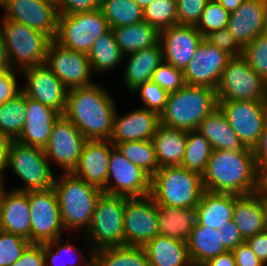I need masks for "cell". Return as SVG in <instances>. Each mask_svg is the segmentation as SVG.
<instances>
[{
	"label": "cell",
	"instance_id": "cell-12",
	"mask_svg": "<svg viewBox=\"0 0 267 266\" xmlns=\"http://www.w3.org/2000/svg\"><path fill=\"white\" fill-rule=\"evenodd\" d=\"M31 243L42 244L61 237L62 224L57 195L52 188L28 192Z\"/></svg>",
	"mask_w": 267,
	"mask_h": 266
},
{
	"label": "cell",
	"instance_id": "cell-47",
	"mask_svg": "<svg viewBox=\"0 0 267 266\" xmlns=\"http://www.w3.org/2000/svg\"><path fill=\"white\" fill-rule=\"evenodd\" d=\"M151 80L168 93L175 92L185 85L183 70L164 61L153 72Z\"/></svg>",
	"mask_w": 267,
	"mask_h": 266
},
{
	"label": "cell",
	"instance_id": "cell-54",
	"mask_svg": "<svg viewBox=\"0 0 267 266\" xmlns=\"http://www.w3.org/2000/svg\"><path fill=\"white\" fill-rule=\"evenodd\" d=\"M232 252L236 266H266L246 242L238 245Z\"/></svg>",
	"mask_w": 267,
	"mask_h": 266
},
{
	"label": "cell",
	"instance_id": "cell-21",
	"mask_svg": "<svg viewBox=\"0 0 267 266\" xmlns=\"http://www.w3.org/2000/svg\"><path fill=\"white\" fill-rule=\"evenodd\" d=\"M226 28L242 47L253 41L267 31V0H244L230 13Z\"/></svg>",
	"mask_w": 267,
	"mask_h": 266
},
{
	"label": "cell",
	"instance_id": "cell-9",
	"mask_svg": "<svg viewBox=\"0 0 267 266\" xmlns=\"http://www.w3.org/2000/svg\"><path fill=\"white\" fill-rule=\"evenodd\" d=\"M48 162L44 149L12 141L7 167L11 168L25 184V187L13 190L29 192L52 188L55 175Z\"/></svg>",
	"mask_w": 267,
	"mask_h": 266
},
{
	"label": "cell",
	"instance_id": "cell-27",
	"mask_svg": "<svg viewBox=\"0 0 267 266\" xmlns=\"http://www.w3.org/2000/svg\"><path fill=\"white\" fill-rule=\"evenodd\" d=\"M130 56L125 66L124 81L125 86L130 91L135 90L139 85L152 79L153 72L164 61L163 49L158 44L132 52L125 56Z\"/></svg>",
	"mask_w": 267,
	"mask_h": 266
},
{
	"label": "cell",
	"instance_id": "cell-65",
	"mask_svg": "<svg viewBox=\"0 0 267 266\" xmlns=\"http://www.w3.org/2000/svg\"><path fill=\"white\" fill-rule=\"evenodd\" d=\"M264 204H265V209H266V218H267V198L263 199Z\"/></svg>",
	"mask_w": 267,
	"mask_h": 266
},
{
	"label": "cell",
	"instance_id": "cell-61",
	"mask_svg": "<svg viewBox=\"0 0 267 266\" xmlns=\"http://www.w3.org/2000/svg\"><path fill=\"white\" fill-rule=\"evenodd\" d=\"M218 2L227 12H234L244 0H214Z\"/></svg>",
	"mask_w": 267,
	"mask_h": 266
},
{
	"label": "cell",
	"instance_id": "cell-50",
	"mask_svg": "<svg viewBox=\"0 0 267 266\" xmlns=\"http://www.w3.org/2000/svg\"><path fill=\"white\" fill-rule=\"evenodd\" d=\"M16 73L17 70L0 69V105L22 91L18 88Z\"/></svg>",
	"mask_w": 267,
	"mask_h": 266
},
{
	"label": "cell",
	"instance_id": "cell-23",
	"mask_svg": "<svg viewBox=\"0 0 267 266\" xmlns=\"http://www.w3.org/2000/svg\"><path fill=\"white\" fill-rule=\"evenodd\" d=\"M159 124V114L143 107L121 116L116 111L109 141L114 145L120 142L152 140Z\"/></svg>",
	"mask_w": 267,
	"mask_h": 266
},
{
	"label": "cell",
	"instance_id": "cell-60",
	"mask_svg": "<svg viewBox=\"0 0 267 266\" xmlns=\"http://www.w3.org/2000/svg\"><path fill=\"white\" fill-rule=\"evenodd\" d=\"M0 69H12L8 61L6 46L1 32H0Z\"/></svg>",
	"mask_w": 267,
	"mask_h": 266
},
{
	"label": "cell",
	"instance_id": "cell-43",
	"mask_svg": "<svg viewBox=\"0 0 267 266\" xmlns=\"http://www.w3.org/2000/svg\"><path fill=\"white\" fill-rule=\"evenodd\" d=\"M241 56L252 70L267 83V31L245 45Z\"/></svg>",
	"mask_w": 267,
	"mask_h": 266
},
{
	"label": "cell",
	"instance_id": "cell-42",
	"mask_svg": "<svg viewBox=\"0 0 267 266\" xmlns=\"http://www.w3.org/2000/svg\"><path fill=\"white\" fill-rule=\"evenodd\" d=\"M145 22L159 31L178 24L176 0H153L143 9Z\"/></svg>",
	"mask_w": 267,
	"mask_h": 266
},
{
	"label": "cell",
	"instance_id": "cell-45",
	"mask_svg": "<svg viewBox=\"0 0 267 266\" xmlns=\"http://www.w3.org/2000/svg\"><path fill=\"white\" fill-rule=\"evenodd\" d=\"M30 244L24 237L0 230V266L12 265Z\"/></svg>",
	"mask_w": 267,
	"mask_h": 266
},
{
	"label": "cell",
	"instance_id": "cell-62",
	"mask_svg": "<svg viewBox=\"0 0 267 266\" xmlns=\"http://www.w3.org/2000/svg\"><path fill=\"white\" fill-rule=\"evenodd\" d=\"M136 4L140 6L141 9H144L148 6L153 0H134Z\"/></svg>",
	"mask_w": 267,
	"mask_h": 266
},
{
	"label": "cell",
	"instance_id": "cell-8",
	"mask_svg": "<svg viewBox=\"0 0 267 266\" xmlns=\"http://www.w3.org/2000/svg\"><path fill=\"white\" fill-rule=\"evenodd\" d=\"M111 30L100 9L73 15H58L57 34L60 46L88 54L93 43Z\"/></svg>",
	"mask_w": 267,
	"mask_h": 266
},
{
	"label": "cell",
	"instance_id": "cell-31",
	"mask_svg": "<svg viewBox=\"0 0 267 266\" xmlns=\"http://www.w3.org/2000/svg\"><path fill=\"white\" fill-rule=\"evenodd\" d=\"M196 130L209 141L213 150L242 151L245 148L219 107L207 115Z\"/></svg>",
	"mask_w": 267,
	"mask_h": 266
},
{
	"label": "cell",
	"instance_id": "cell-39",
	"mask_svg": "<svg viewBox=\"0 0 267 266\" xmlns=\"http://www.w3.org/2000/svg\"><path fill=\"white\" fill-rule=\"evenodd\" d=\"M131 163L142 168L151 177L160 169L152 140H136L114 144Z\"/></svg>",
	"mask_w": 267,
	"mask_h": 266
},
{
	"label": "cell",
	"instance_id": "cell-16",
	"mask_svg": "<svg viewBox=\"0 0 267 266\" xmlns=\"http://www.w3.org/2000/svg\"><path fill=\"white\" fill-rule=\"evenodd\" d=\"M45 65L67 89L94 84L91 81L93 70L87 54L66 49L54 40L48 47Z\"/></svg>",
	"mask_w": 267,
	"mask_h": 266
},
{
	"label": "cell",
	"instance_id": "cell-35",
	"mask_svg": "<svg viewBox=\"0 0 267 266\" xmlns=\"http://www.w3.org/2000/svg\"><path fill=\"white\" fill-rule=\"evenodd\" d=\"M91 63V68L97 72H107L123 61L122 54L118 44L116 43L113 31L105 33L99 37L92 45L87 54Z\"/></svg>",
	"mask_w": 267,
	"mask_h": 266
},
{
	"label": "cell",
	"instance_id": "cell-64",
	"mask_svg": "<svg viewBox=\"0 0 267 266\" xmlns=\"http://www.w3.org/2000/svg\"><path fill=\"white\" fill-rule=\"evenodd\" d=\"M263 131H267V101H266V107H265L264 130Z\"/></svg>",
	"mask_w": 267,
	"mask_h": 266
},
{
	"label": "cell",
	"instance_id": "cell-26",
	"mask_svg": "<svg viewBox=\"0 0 267 266\" xmlns=\"http://www.w3.org/2000/svg\"><path fill=\"white\" fill-rule=\"evenodd\" d=\"M233 220L245 240L266 231L267 218L264 201L254 194L235 195Z\"/></svg>",
	"mask_w": 267,
	"mask_h": 266
},
{
	"label": "cell",
	"instance_id": "cell-37",
	"mask_svg": "<svg viewBox=\"0 0 267 266\" xmlns=\"http://www.w3.org/2000/svg\"><path fill=\"white\" fill-rule=\"evenodd\" d=\"M26 113V95L21 91L0 105V134L16 141L22 132Z\"/></svg>",
	"mask_w": 267,
	"mask_h": 266
},
{
	"label": "cell",
	"instance_id": "cell-19",
	"mask_svg": "<svg viewBox=\"0 0 267 266\" xmlns=\"http://www.w3.org/2000/svg\"><path fill=\"white\" fill-rule=\"evenodd\" d=\"M21 73L27 82L21 89L27 97L65 113L68 89L45 64L28 67Z\"/></svg>",
	"mask_w": 267,
	"mask_h": 266
},
{
	"label": "cell",
	"instance_id": "cell-24",
	"mask_svg": "<svg viewBox=\"0 0 267 266\" xmlns=\"http://www.w3.org/2000/svg\"><path fill=\"white\" fill-rule=\"evenodd\" d=\"M61 114L54 108L26 96L25 122L17 142L44 149L54 122Z\"/></svg>",
	"mask_w": 267,
	"mask_h": 266
},
{
	"label": "cell",
	"instance_id": "cell-55",
	"mask_svg": "<svg viewBox=\"0 0 267 266\" xmlns=\"http://www.w3.org/2000/svg\"><path fill=\"white\" fill-rule=\"evenodd\" d=\"M257 257L267 265V230L245 240Z\"/></svg>",
	"mask_w": 267,
	"mask_h": 266
},
{
	"label": "cell",
	"instance_id": "cell-52",
	"mask_svg": "<svg viewBox=\"0 0 267 266\" xmlns=\"http://www.w3.org/2000/svg\"><path fill=\"white\" fill-rule=\"evenodd\" d=\"M10 266H45L43 243H31L22 256Z\"/></svg>",
	"mask_w": 267,
	"mask_h": 266
},
{
	"label": "cell",
	"instance_id": "cell-30",
	"mask_svg": "<svg viewBox=\"0 0 267 266\" xmlns=\"http://www.w3.org/2000/svg\"><path fill=\"white\" fill-rule=\"evenodd\" d=\"M143 249L150 266H193L185 242L158 234Z\"/></svg>",
	"mask_w": 267,
	"mask_h": 266
},
{
	"label": "cell",
	"instance_id": "cell-34",
	"mask_svg": "<svg viewBox=\"0 0 267 266\" xmlns=\"http://www.w3.org/2000/svg\"><path fill=\"white\" fill-rule=\"evenodd\" d=\"M111 30L124 56L152 47L158 44L160 40V31L145 21L111 28Z\"/></svg>",
	"mask_w": 267,
	"mask_h": 266
},
{
	"label": "cell",
	"instance_id": "cell-7",
	"mask_svg": "<svg viewBox=\"0 0 267 266\" xmlns=\"http://www.w3.org/2000/svg\"><path fill=\"white\" fill-rule=\"evenodd\" d=\"M127 197L102 193L95 205L86 238L94 241L91 252L105 247L125 246L124 208ZM90 237V238H89Z\"/></svg>",
	"mask_w": 267,
	"mask_h": 266
},
{
	"label": "cell",
	"instance_id": "cell-28",
	"mask_svg": "<svg viewBox=\"0 0 267 266\" xmlns=\"http://www.w3.org/2000/svg\"><path fill=\"white\" fill-rule=\"evenodd\" d=\"M235 194L204 191L195 208L196 220L214 229H222L228 220L233 219Z\"/></svg>",
	"mask_w": 267,
	"mask_h": 266
},
{
	"label": "cell",
	"instance_id": "cell-57",
	"mask_svg": "<svg viewBox=\"0 0 267 266\" xmlns=\"http://www.w3.org/2000/svg\"><path fill=\"white\" fill-rule=\"evenodd\" d=\"M12 140L0 134V185L4 184V170L8 166V153Z\"/></svg>",
	"mask_w": 267,
	"mask_h": 266
},
{
	"label": "cell",
	"instance_id": "cell-40",
	"mask_svg": "<svg viewBox=\"0 0 267 266\" xmlns=\"http://www.w3.org/2000/svg\"><path fill=\"white\" fill-rule=\"evenodd\" d=\"M213 148L209 141L197 130L187 131L185 154L181 166L200 173L206 171Z\"/></svg>",
	"mask_w": 267,
	"mask_h": 266
},
{
	"label": "cell",
	"instance_id": "cell-46",
	"mask_svg": "<svg viewBox=\"0 0 267 266\" xmlns=\"http://www.w3.org/2000/svg\"><path fill=\"white\" fill-rule=\"evenodd\" d=\"M136 91L140 92L141 101L146 106L143 108L155 111L160 115L167 104L169 93L152 80L139 85L133 90V92Z\"/></svg>",
	"mask_w": 267,
	"mask_h": 266
},
{
	"label": "cell",
	"instance_id": "cell-4",
	"mask_svg": "<svg viewBox=\"0 0 267 266\" xmlns=\"http://www.w3.org/2000/svg\"><path fill=\"white\" fill-rule=\"evenodd\" d=\"M53 189L57 195L64 229L81 228L85 233L91 223L101 189L86 183L71 173L55 178Z\"/></svg>",
	"mask_w": 267,
	"mask_h": 266
},
{
	"label": "cell",
	"instance_id": "cell-17",
	"mask_svg": "<svg viewBox=\"0 0 267 266\" xmlns=\"http://www.w3.org/2000/svg\"><path fill=\"white\" fill-rule=\"evenodd\" d=\"M231 58L229 54L203 39L183 70L185 84L216 90L221 74Z\"/></svg>",
	"mask_w": 267,
	"mask_h": 266
},
{
	"label": "cell",
	"instance_id": "cell-51",
	"mask_svg": "<svg viewBox=\"0 0 267 266\" xmlns=\"http://www.w3.org/2000/svg\"><path fill=\"white\" fill-rule=\"evenodd\" d=\"M100 8V0H61L59 15H73Z\"/></svg>",
	"mask_w": 267,
	"mask_h": 266
},
{
	"label": "cell",
	"instance_id": "cell-36",
	"mask_svg": "<svg viewBox=\"0 0 267 266\" xmlns=\"http://www.w3.org/2000/svg\"><path fill=\"white\" fill-rule=\"evenodd\" d=\"M94 266H150L143 247L117 246L94 251Z\"/></svg>",
	"mask_w": 267,
	"mask_h": 266
},
{
	"label": "cell",
	"instance_id": "cell-38",
	"mask_svg": "<svg viewBox=\"0 0 267 266\" xmlns=\"http://www.w3.org/2000/svg\"><path fill=\"white\" fill-rule=\"evenodd\" d=\"M110 28L137 24L143 19V9L134 0H100V8Z\"/></svg>",
	"mask_w": 267,
	"mask_h": 266
},
{
	"label": "cell",
	"instance_id": "cell-20",
	"mask_svg": "<svg viewBox=\"0 0 267 266\" xmlns=\"http://www.w3.org/2000/svg\"><path fill=\"white\" fill-rule=\"evenodd\" d=\"M204 39L193 25H173L160 31L164 62L184 70Z\"/></svg>",
	"mask_w": 267,
	"mask_h": 266
},
{
	"label": "cell",
	"instance_id": "cell-63",
	"mask_svg": "<svg viewBox=\"0 0 267 266\" xmlns=\"http://www.w3.org/2000/svg\"><path fill=\"white\" fill-rule=\"evenodd\" d=\"M42 1H45V2H48L52 5H54L56 8H58L60 6V2H61V0H42Z\"/></svg>",
	"mask_w": 267,
	"mask_h": 266
},
{
	"label": "cell",
	"instance_id": "cell-13",
	"mask_svg": "<svg viewBox=\"0 0 267 266\" xmlns=\"http://www.w3.org/2000/svg\"><path fill=\"white\" fill-rule=\"evenodd\" d=\"M218 107L244 146L253 149L264 130L266 101L218 100Z\"/></svg>",
	"mask_w": 267,
	"mask_h": 266
},
{
	"label": "cell",
	"instance_id": "cell-11",
	"mask_svg": "<svg viewBox=\"0 0 267 266\" xmlns=\"http://www.w3.org/2000/svg\"><path fill=\"white\" fill-rule=\"evenodd\" d=\"M151 180L147 172L131 163L115 146L111 148L103 193L128 198L147 196L151 194Z\"/></svg>",
	"mask_w": 267,
	"mask_h": 266
},
{
	"label": "cell",
	"instance_id": "cell-44",
	"mask_svg": "<svg viewBox=\"0 0 267 266\" xmlns=\"http://www.w3.org/2000/svg\"><path fill=\"white\" fill-rule=\"evenodd\" d=\"M229 17L230 13L218 2L209 0L195 27L205 37L210 32L225 29L228 25Z\"/></svg>",
	"mask_w": 267,
	"mask_h": 266
},
{
	"label": "cell",
	"instance_id": "cell-6",
	"mask_svg": "<svg viewBox=\"0 0 267 266\" xmlns=\"http://www.w3.org/2000/svg\"><path fill=\"white\" fill-rule=\"evenodd\" d=\"M0 32L13 70L45 64L48 47L53 41L49 36L10 19L1 20Z\"/></svg>",
	"mask_w": 267,
	"mask_h": 266
},
{
	"label": "cell",
	"instance_id": "cell-2",
	"mask_svg": "<svg viewBox=\"0 0 267 266\" xmlns=\"http://www.w3.org/2000/svg\"><path fill=\"white\" fill-rule=\"evenodd\" d=\"M256 164L253 150H213L206 171L202 174L204 191L212 193L253 194Z\"/></svg>",
	"mask_w": 267,
	"mask_h": 266
},
{
	"label": "cell",
	"instance_id": "cell-3",
	"mask_svg": "<svg viewBox=\"0 0 267 266\" xmlns=\"http://www.w3.org/2000/svg\"><path fill=\"white\" fill-rule=\"evenodd\" d=\"M218 108L216 90L205 86L184 85L168 95L160 113V123L171 128L192 131Z\"/></svg>",
	"mask_w": 267,
	"mask_h": 266
},
{
	"label": "cell",
	"instance_id": "cell-49",
	"mask_svg": "<svg viewBox=\"0 0 267 266\" xmlns=\"http://www.w3.org/2000/svg\"><path fill=\"white\" fill-rule=\"evenodd\" d=\"M204 39L218 49L226 52L231 57H239L242 55L243 47L236 41L227 28L210 32Z\"/></svg>",
	"mask_w": 267,
	"mask_h": 266
},
{
	"label": "cell",
	"instance_id": "cell-18",
	"mask_svg": "<svg viewBox=\"0 0 267 266\" xmlns=\"http://www.w3.org/2000/svg\"><path fill=\"white\" fill-rule=\"evenodd\" d=\"M5 12L2 19L22 23L55 39L58 26L57 8L42 0H0Z\"/></svg>",
	"mask_w": 267,
	"mask_h": 266
},
{
	"label": "cell",
	"instance_id": "cell-48",
	"mask_svg": "<svg viewBox=\"0 0 267 266\" xmlns=\"http://www.w3.org/2000/svg\"><path fill=\"white\" fill-rule=\"evenodd\" d=\"M179 25H193L199 22L209 0H176Z\"/></svg>",
	"mask_w": 267,
	"mask_h": 266
},
{
	"label": "cell",
	"instance_id": "cell-58",
	"mask_svg": "<svg viewBox=\"0 0 267 266\" xmlns=\"http://www.w3.org/2000/svg\"><path fill=\"white\" fill-rule=\"evenodd\" d=\"M252 150L256 165L267 164V131H263L258 143Z\"/></svg>",
	"mask_w": 267,
	"mask_h": 266
},
{
	"label": "cell",
	"instance_id": "cell-56",
	"mask_svg": "<svg viewBox=\"0 0 267 266\" xmlns=\"http://www.w3.org/2000/svg\"><path fill=\"white\" fill-rule=\"evenodd\" d=\"M253 194L262 200L267 198V164L256 165L255 189Z\"/></svg>",
	"mask_w": 267,
	"mask_h": 266
},
{
	"label": "cell",
	"instance_id": "cell-14",
	"mask_svg": "<svg viewBox=\"0 0 267 266\" xmlns=\"http://www.w3.org/2000/svg\"><path fill=\"white\" fill-rule=\"evenodd\" d=\"M157 205L151 195L128 198L124 208L125 246L143 247L159 234Z\"/></svg>",
	"mask_w": 267,
	"mask_h": 266
},
{
	"label": "cell",
	"instance_id": "cell-59",
	"mask_svg": "<svg viewBox=\"0 0 267 266\" xmlns=\"http://www.w3.org/2000/svg\"><path fill=\"white\" fill-rule=\"evenodd\" d=\"M202 266H236V263L233 252L227 251L209 259Z\"/></svg>",
	"mask_w": 267,
	"mask_h": 266
},
{
	"label": "cell",
	"instance_id": "cell-53",
	"mask_svg": "<svg viewBox=\"0 0 267 266\" xmlns=\"http://www.w3.org/2000/svg\"><path fill=\"white\" fill-rule=\"evenodd\" d=\"M218 231L222 234V244L227 251H233L238 245L245 242L233 219L228 220L225 226Z\"/></svg>",
	"mask_w": 267,
	"mask_h": 266
},
{
	"label": "cell",
	"instance_id": "cell-15",
	"mask_svg": "<svg viewBox=\"0 0 267 266\" xmlns=\"http://www.w3.org/2000/svg\"><path fill=\"white\" fill-rule=\"evenodd\" d=\"M87 139L61 114L54 122L49 142L44 148L47 159L62 168L63 173H71L76 168Z\"/></svg>",
	"mask_w": 267,
	"mask_h": 266
},
{
	"label": "cell",
	"instance_id": "cell-25",
	"mask_svg": "<svg viewBox=\"0 0 267 266\" xmlns=\"http://www.w3.org/2000/svg\"><path fill=\"white\" fill-rule=\"evenodd\" d=\"M28 192H6L0 185V230L17 234L31 242V222Z\"/></svg>",
	"mask_w": 267,
	"mask_h": 266
},
{
	"label": "cell",
	"instance_id": "cell-41",
	"mask_svg": "<svg viewBox=\"0 0 267 266\" xmlns=\"http://www.w3.org/2000/svg\"><path fill=\"white\" fill-rule=\"evenodd\" d=\"M61 238L62 237L57 238V239L50 241V242H47V243H43V253H44V259H45V266H48V265L49 266H79L80 264H78V263L76 264L77 260L75 258H73L76 256L72 255L73 251L76 250V246L71 244V243H67V244L65 243L63 245V241L61 240ZM59 243L61 245H59ZM66 254H70L71 258H70V256L67 255L68 259H67V262L65 260V262H64L65 264H64L63 263L64 260L62 258L64 256L66 257ZM81 254H82V252L80 251L78 253V255H79L80 259L83 260L82 262L83 263L85 262L84 266H94V252L90 251L91 255H89L90 256L89 260L86 256L83 257V254L82 255ZM59 259H61V260H59Z\"/></svg>",
	"mask_w": 267,
	"mask_h": 266
},
{
	"label": "cell",
	"instance_id": "cell-10",
	"mask_svg": "<svg viewBox=\"0 0 267 266\" xmlns=\"http://www.w3.org/2000/svg\"><path fill=\"white\" fill-rule=\"evenodd\" d=\"M218 100L267 101V83L242 57H232L216 88Z\"/></svg>",
	"mask_w": 267,
	"mask_h": 266
},
{
	"label": "cell",
	"instance_id": "cell-1",
	"mask_svg": "<svg viewBox=\"0 0 267 266\" xmlns=\"http://www.w3.org/2000/svg\"><path fill=\"white\" fill-rule=\"evenodd\" d=\"M105 88L94 83L68 89L64 115L87 140H109L116 107Z\"/></svg>",
	"mask_w": 267,
	"mask_h": 266
},
{
	"label": "cell",
	"instance_id": "cell-32",
	"mask_svg": "<svg viewBox=\"0 0 267 266\" xmlns=\"http://www.w3.org/2000/svg\"><path fill=\"white\" fill-rule=\"evenodd\" d=\"M156 205L159 234L187 243L196 221L195 209Z\"/></svg>",
	"mask_w": 267,
	"mask_h": 266
},
{
	"label": "cell",
	"instance_id": "cell-33",
	"mask_svg": "<svg viewBox=\"0 0 267 266\" xmlns=\"http://www.w3.org/2000/svg\"><path fill=\"white\" fill-rule=\"evenodd\" d=\"M187 247L193 266H202L209 259L227 252L218 229L201 225L197 220L192 228Z\"/></svg>",
	"mask_w": 267,
	"mask_h": 266
},
{
	"label": "cell",
	"instance_id": "cell-22",
	"mask_svg": "<svg viewBox=\"0 0 267 266\" xmlns=\"http://www.w3.org/2000/svg\"><path fill=\"white\" fill-rule=\"evenodd\" d=\"M113 146L109 140H87L72 173L103 191L106 188L109 158Z\"/></svg>",
	"mask_w": 267,
	"mask_h": 266
},
{
	"label": "cell",
	"instance_id": "cell-5",
	"mask_svg": "<svg viewBox=\"0 0 267 266\" xmlns=\"http://www.w3.org/2000/svg\"><path fill=\"white\" fill-rule=\"evenodd\" d=\"M204 192L202 175L182 166L160 168L151 180L156 204L195 209Z\"/></svg>",
	"mask_w": 267,
	"mask_h": 266
},
{
	"label": "cell",
	"instance_id": "cell-29",
	"mask_svg": "<svg viewBox=\"0 0 267 266\" xmlns=\"http://www.w3.org/2000/svg\"><path fill=\"white\" fill-rule=\"evenodd\" d=\"M152 142L159 168L181 166L185 154L187 131L159 124Z\"/></svg>",
	"mask_w": 267,
	"mask_h": 266
}]
</instances>
